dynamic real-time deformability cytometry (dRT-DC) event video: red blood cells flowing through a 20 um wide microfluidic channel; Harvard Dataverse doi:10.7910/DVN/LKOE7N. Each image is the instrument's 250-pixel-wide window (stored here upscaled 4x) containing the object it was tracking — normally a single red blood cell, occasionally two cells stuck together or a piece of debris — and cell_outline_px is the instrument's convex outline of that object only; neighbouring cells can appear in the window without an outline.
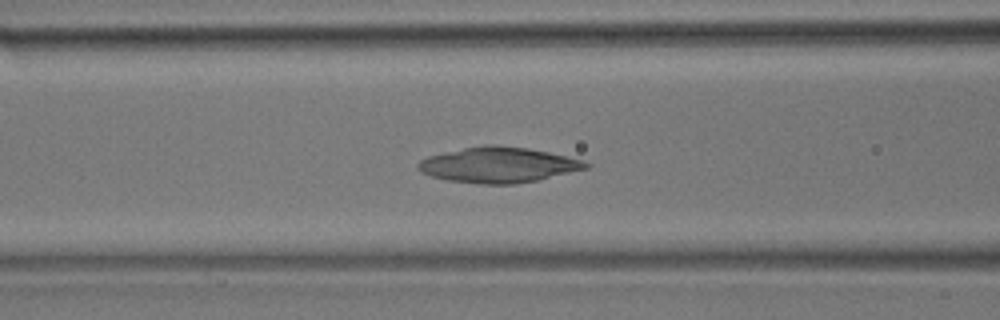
{"species": "common noctule bat (a hibernating species)", "species_latin": "Nyctalus noctula", "temperature_condition": "room temperature", "stored_images_in_passage": 50, "camera_frame_rate_fps": 3000, "um_per_image_px": 0.085, "animal": {"sex": "male", "body_mass_g": 17.9}, "frame": {"image": 1, "passage_image": 20, "time_ms": 6.333, "image_size_px": [1000, 320], "cell_outline_px": [[592, 164], [588, 168], [536, 180], [516, 184], [480, 184], [448, 180], [432, 176], [420, 172], [416, 168], [416, 164], [420, 160], [428, 156], [464, 148], [484, 144], [496, 144], [528, 148], [548, 152], [584, 160]], "centroid_in_image_um": [42.35, 14.01], "position_along_channel_um": 124.2, "area_um2": 34.68}}
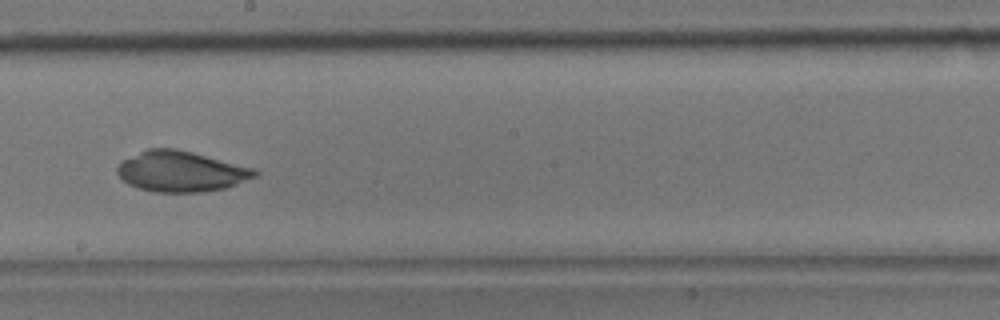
{"frame": {"image": 2, "passage_image": 28, "time_ms": 9.0, "image_size_px": [1000, 320], "cell_outline_px": [[260, 172], [256, 176], [236, 184], [224, 188], [200, 192], [156, 192], [140, 188], [128, 184], [116, 172], [116, 168], [124, 160], [148, 148], [172, 148], [192, 152], [256, 168]], "centroid_in_image_um": [15.42, 14.57], "position_along_channel_um": 232.8, "area_um2": 32.25}}
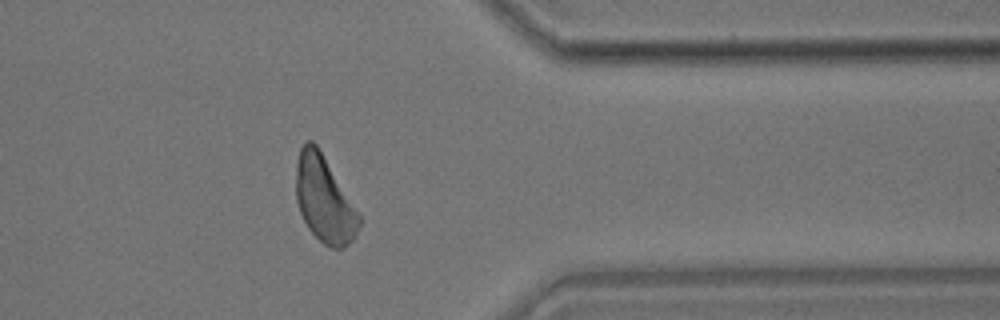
{"frame": {"image": 3, "passage_image": 40, "time_ms": 13.0, "image_size_px": [1000, 320], "cell_outline_px": [[360, 224], [356, 236], [348, 244], [340, 248], [332, 248], [324, 244], [308, 228], [300, 212], [296, 200], [296, 164], [300, 148], [308, 140], [312, 140], [316, 144], [360, 216]], "centroid_in_image_um": [27.54, 16.96], "position_along_channel_um": 383.9, "area_um2": 31.04}}